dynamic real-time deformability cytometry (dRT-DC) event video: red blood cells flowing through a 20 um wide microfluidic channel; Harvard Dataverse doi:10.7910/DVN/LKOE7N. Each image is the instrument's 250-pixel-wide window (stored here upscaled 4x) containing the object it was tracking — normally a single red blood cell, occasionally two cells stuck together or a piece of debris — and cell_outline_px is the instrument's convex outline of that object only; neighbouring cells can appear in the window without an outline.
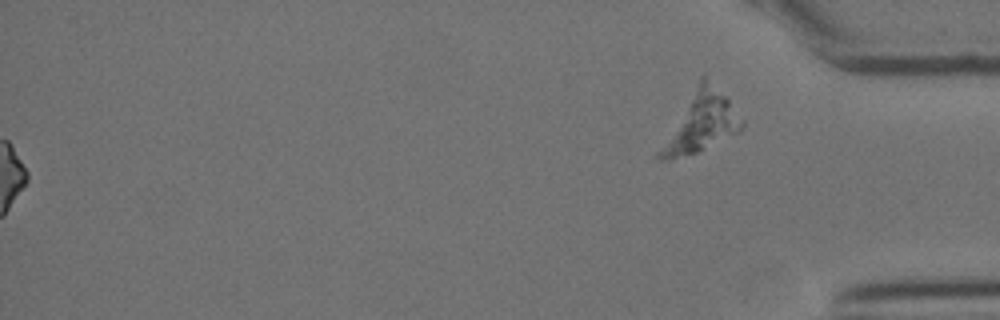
{"species": "Egyptian fruit bat (a non-hibernating species)", "species_latin": "Rousettus aegyptiacus", "temperature_condition": "cold", "stored_images_in_passage": 55, "segment_of_instrument_passage": [2, 2], "camera_frame_rate_fps": 3000, "um_per_image_px": 0.085, "animal": {"sex": "female"}, "frame": {"image": 1, "passage_image": 55, "time_ms": 18.0, "image_size_px": [1000, 320], "cell_outline_px": [[744, 124], [740, 132], [696, 152], [672, 160], [660, 160], [656, 156], [656, 152], [700, 76], [704, 76], [728, 100], [744, 120]], "centroid_in_image_um": [59.54, 10.43], "position_along_channel_um": 375.7, "area_um2": 27.92}}